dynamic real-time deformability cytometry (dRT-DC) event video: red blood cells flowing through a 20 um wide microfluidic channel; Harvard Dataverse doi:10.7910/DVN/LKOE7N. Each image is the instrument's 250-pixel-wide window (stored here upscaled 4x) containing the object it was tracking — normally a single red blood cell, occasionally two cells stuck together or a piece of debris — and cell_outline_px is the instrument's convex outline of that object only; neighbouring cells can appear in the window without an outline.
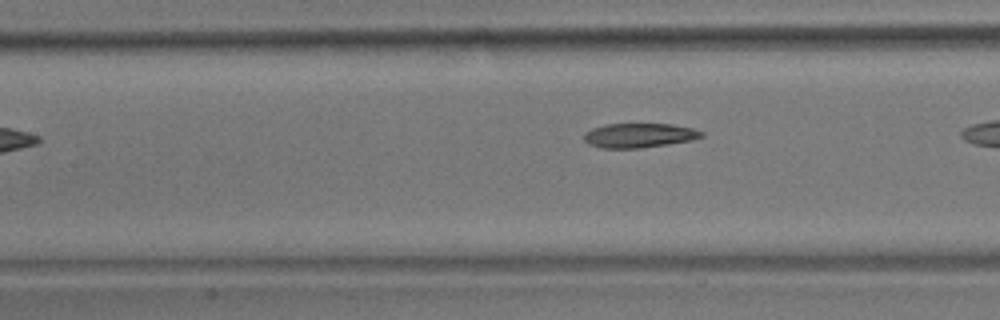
{"species": "common noctule bat (a hibernating species)", "species_latin": "Nyctalus noctula", "temperature_condition": "room temperature", "stored_images_in_passage": 5, "camera_frame_rate_fps": 3000, "um_per_image_px": 0.085, "animal": {"sex": "male", "body_mass_g": 17.9}, "frame": {"image": 1, "passage_image": 5, "time_ms": 1.333, "image_size_px": [1000, 320], "cell_outline_px": [[704, 136], [692, 140], [668, 144], [640, 148], [600, 148], [588, 144], [584, 140], [584, 132], [592, 128], [608, 124], [672, 124], [692, 128], [704, 132]], "centroid_in_image_um": [54.32, 11.51], "position_along_channel_um": 153.1, "area_um2": 16.76}}